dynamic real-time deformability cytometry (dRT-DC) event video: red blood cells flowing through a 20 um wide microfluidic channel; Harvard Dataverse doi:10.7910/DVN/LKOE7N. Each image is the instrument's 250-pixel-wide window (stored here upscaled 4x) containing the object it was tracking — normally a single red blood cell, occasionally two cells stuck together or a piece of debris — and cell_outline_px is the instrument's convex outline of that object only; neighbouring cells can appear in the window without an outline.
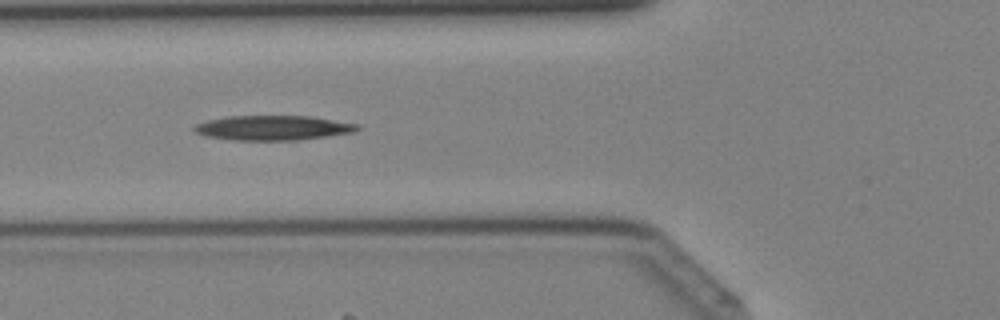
{"species": "Egyptian fruit bat (a non-hibernating species)", "species_latin": "Rousettus aegyptiacus", "temperature_condition": "cold", "stored_images_in_passage": 39, "camera_frame_rate_fps": 3000, "um_per_image_px": 0.085, "animal": {"sex": "female"}, "frame": {"image": 1, "passage_image": 14, "time_ms": 4.333, "image_size_px": [1000, 320], "cell_outline_px": [[360, 128], [352, 132], [328, 136], [296, 140], [232, 140], [204, 136], [196, 132], [192, 128], [196, 124], [208, 120], [228, 116], [308, 116], [360, 124]], "centroid_in_image_um": [23.18, 10.87], "position_along_channel_um": 102.6, "area_um2": 23.41}}
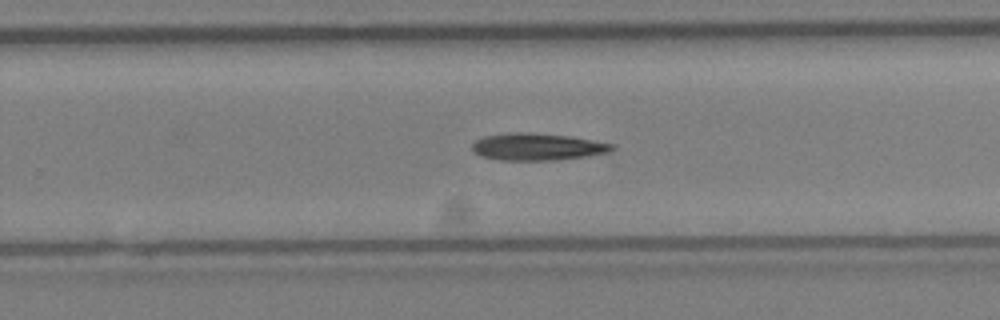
{"frame": {"image": 2, "passage_image": 25, "time_ms": 8.0, "image_size_px": [1000, 320], "cell_outline_px": [[616, 148], [612, 152], [584, 156], [552, 160], [500, 160], [480, 156], [472, 148], [472, 144], [476, 140], [484, 136], [508, 132], [532, 132], [568, 136], [612, 144]], "centroid_in_image_um": [45.65, 12.47], "position_along_channel_um": 284.2, "area_um2": 21.96}}
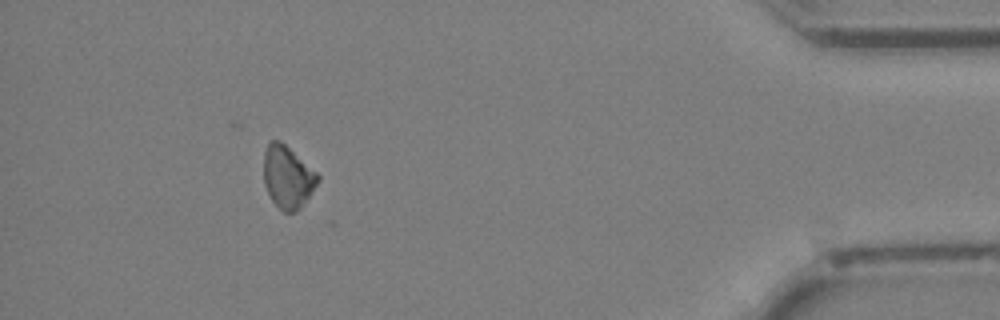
{"frame": {"image": 3, "passage_image": 36, "time_ms": 11.667, "image_size_px": [1000, 320], "cell_outline_px": [[320, 180], [300, 208], [296, 212], [284, 212], [272, 200], [264, 184], [264, 152], [268, 144], [272, 140], [280, 140], [316, 172], [320, 176]], "centroid_in_image_um": [24.45, 15.05], "position_along_channel_um": 410.8, "area_um2": 19.36}}